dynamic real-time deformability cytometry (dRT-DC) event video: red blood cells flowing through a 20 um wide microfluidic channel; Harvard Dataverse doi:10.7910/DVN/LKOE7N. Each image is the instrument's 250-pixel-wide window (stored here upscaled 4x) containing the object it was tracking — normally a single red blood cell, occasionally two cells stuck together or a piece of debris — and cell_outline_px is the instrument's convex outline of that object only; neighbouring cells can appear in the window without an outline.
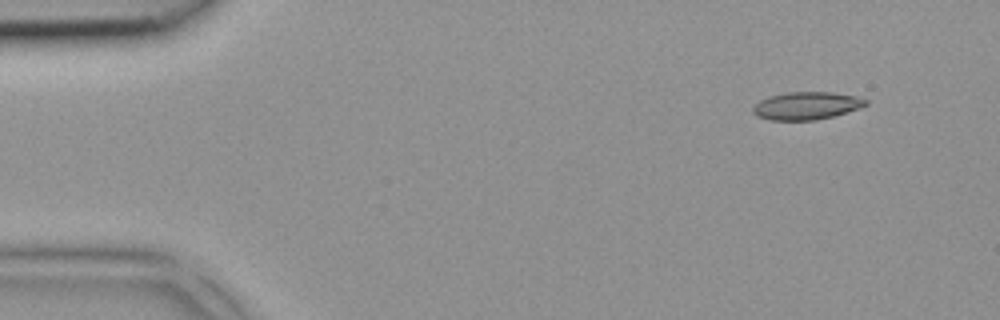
{"species": "common noctule bat (a hibernating species)", "species_latin": "Nyctalus noctula", "temperature_condition": "room temperature", "stored_images_in_passage": 2, "camera_frame_rate_fps": 3000, "um_per_image_px": 0.085, "animal": {"sex": "female", "body_mass_g": 18.4}, "frame": {"image": 1, "passage_image": 1, "time_ms": 0.0, "image_size_px": [1000, 320], "cell_outline_px": [[868, 104], [860, 108], [832, 116], [816, 120], [768, 120], [756, 116], [752, 112], [752, 108], [760, 100], [768, 96], [784, 92], [832, 92], [856, 96], [868, 100]], "centroid_in_image_um": [68.53, 8.98], "position_along_channel_um": 16.5, "area_um2": 18.32}}